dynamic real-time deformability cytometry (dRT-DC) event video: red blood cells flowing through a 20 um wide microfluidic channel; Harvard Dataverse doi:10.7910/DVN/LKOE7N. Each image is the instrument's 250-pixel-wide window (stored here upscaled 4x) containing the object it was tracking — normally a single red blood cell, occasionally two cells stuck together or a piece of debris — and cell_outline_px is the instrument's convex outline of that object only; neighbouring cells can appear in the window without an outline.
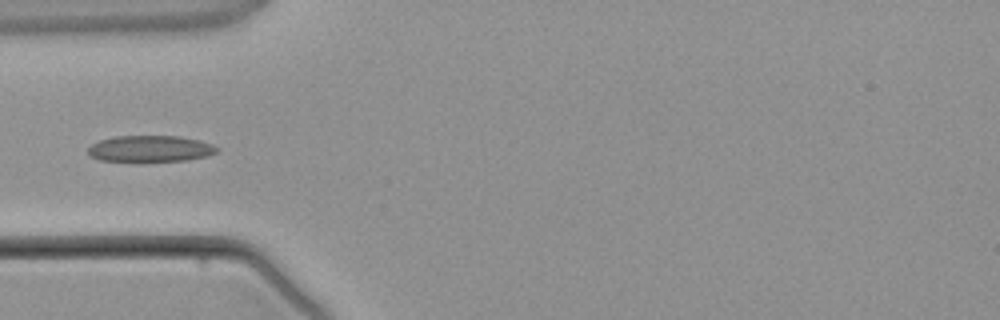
{"species": "common noctule bat (a hibernating species)", "species_latin": "Nyctalus noctula", "temperature_condition": "warm", "stored_images_in_passage": 4, "camera_frame_rate_fps": 3000, "um_per_image_px": 0.085, "animal": {"sex": "male", "body_mass_g": 21.5, "forearm_length_mm": 52.0}, "frame": {"image": 1, "passage_image": 4, "time_ms": 4.333, "image_size_px": [1000, 320], "cell_outline_px": [[220, 148], [216, 152], [208, 156], [188, 160], [144, 164], [140, 164], [100, 160], [88, 156], [88, 148], [92, 144], [100, 140], [116, 136], [180, 136], [200, 140], [212, 144]], "centroid_in_image_um": [12.76, 12.69], "position_along_channel_um": 72.2, "area_um2": 20.87}}